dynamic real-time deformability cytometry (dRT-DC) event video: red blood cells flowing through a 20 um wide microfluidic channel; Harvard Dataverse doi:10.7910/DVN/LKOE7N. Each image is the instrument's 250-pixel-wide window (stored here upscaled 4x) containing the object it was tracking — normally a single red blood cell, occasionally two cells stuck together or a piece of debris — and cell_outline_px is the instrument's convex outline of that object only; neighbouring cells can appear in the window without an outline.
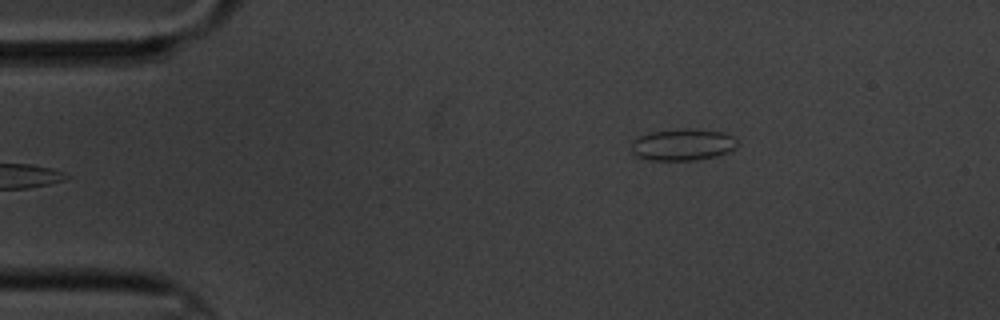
{"species": "common noctule bat (a hibernating species)", "species_latin": "Nyctalus noctula", "temperature_condition": "cold", "stored_images_in_passage": 5, "segment_of_instrument_passage": [2, 2], "camera_frame_rate_fps": 3000, "um_per_image_px": 0.085, "animal": {"sex": "male", "body_mass_g": 20.1, "forearm_length_mm": 53.5}, "frame": {"image": 1, "passage_image": 5, "time_ms": 4.667, "image_size_px": [1000, 320], "cell_outline_px": [[736, 148], [728, 152], [716, 156], [696, 160], [648, 160], [636, 156], [632, 152], [632, 140], [640, 136], [652, 132], [724, 132], [732, 136], [736, 140]], "centroid_in_image_um": [58.01, 12.37], "position_along_channel_um": 27.0, "area_um2": 18.5}}